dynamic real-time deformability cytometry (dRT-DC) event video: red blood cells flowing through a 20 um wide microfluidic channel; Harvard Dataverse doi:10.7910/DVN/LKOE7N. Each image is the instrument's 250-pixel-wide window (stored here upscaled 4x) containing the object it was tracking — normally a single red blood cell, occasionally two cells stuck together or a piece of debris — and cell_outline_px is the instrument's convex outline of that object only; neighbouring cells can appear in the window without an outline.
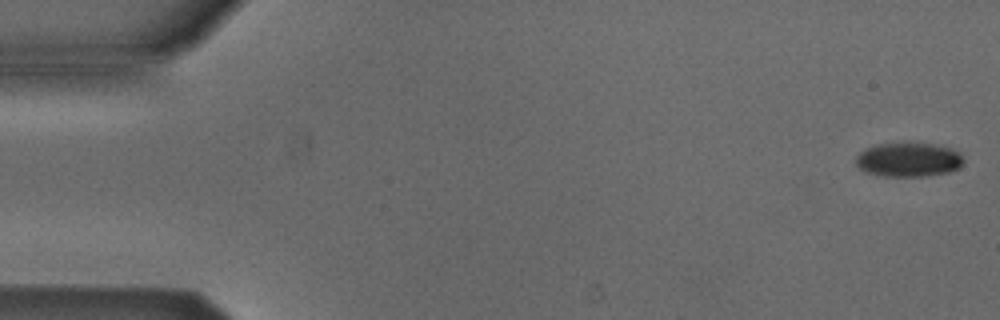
{"species": "Egyptian fruit bat (a non-hibernating species)", "species_latin": "Rousettus aegyptiacus", "temperature_condition": "cold", "stored_images_in_passage": 49, "camera_frame_rate_fps": 3000, "um_per_image_px": 0.085, "animal": {"sex": "male"}, "frame": {"image": 1, "passage_image": 1, "time_ms": 0.0, "image_size_px": [1000, 320], "cell_outline_px": [[964, 164], [960, 168], [948, 172], [924, 176], [884, 176], [864, 172], [856, 164], [856, 156], [860, 152], [868, 148], [880, 144], [932, 144], [948, 148], [960, 152], [964, 160]], "centroid_in_image_um": [77.25, 13.6], "position_along_channel_um": 7.8, "area_um2": 21.15}}
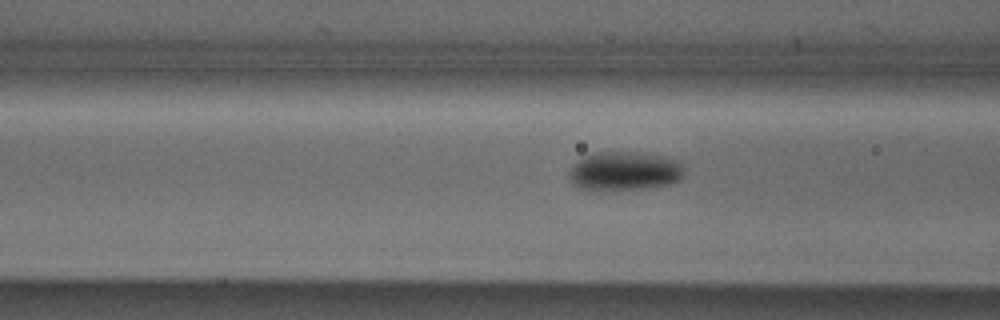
{"frame": {"image": 2, "passage_image": 20, "time_ms": 6.333, "image_size_px": [1000, 320], "cell_outline_px": [[684, 176], [680, 180], [672, 184], [644, 188], [592, 192], [580, 188], [568, 180], [568, 172], [572, 164], [584, 156], [596, 152], [636, 152], [664, 156], [680, 160], [684, 168]], "centroid_in_image_um": [53.06, 14.56], "position_along_channel_um": 113.5, "area_um2": 26.93}}
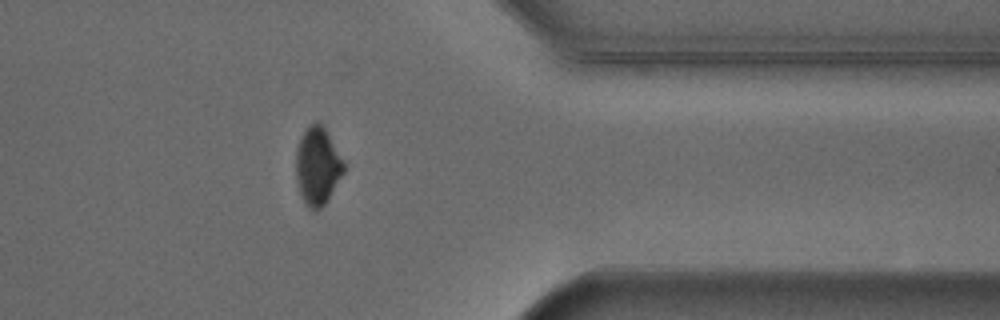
{"frame": {"image": 3, "passage_image": 42, "time_ms": 13.667, "image_size_px": [1000, 320], "cell_outline_px": [[344, 172], [324, 204], [316, 212], [308, 208], [300, 192], [296, 180], [296, 152], [300, 140], [304, 132], [316, 120], [320, 120], [324, 124], [344, 164]], "centroid_in_image_um": [26.98, 14.09], "position_along_channel_um": 384.4, "area_um2": 21.39}, "authors_computed_cell_mechanics": {"area_um2": 23.2934, "velocity_mm_per_s": 3.8973, "shape_relaxation_time_tau1_ms": 3.0472, "shape_relaxation_time_tau2_ms": null, "deformation_change_tau1": 0.0997, "deformation_change_tau2": null}}